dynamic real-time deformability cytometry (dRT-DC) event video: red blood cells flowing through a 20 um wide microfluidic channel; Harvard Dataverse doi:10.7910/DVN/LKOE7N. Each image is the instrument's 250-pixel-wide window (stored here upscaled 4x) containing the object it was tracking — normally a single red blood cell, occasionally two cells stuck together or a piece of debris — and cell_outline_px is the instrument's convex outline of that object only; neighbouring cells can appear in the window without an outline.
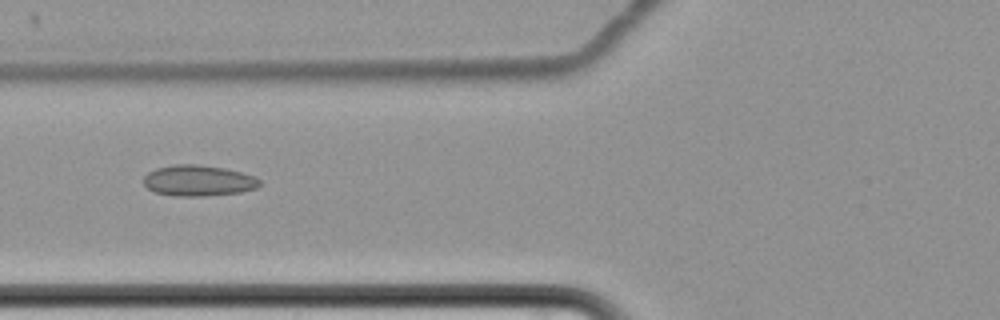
{"species": "common noctule bat (a hibernating species)", "species_latin": "Nyctalus noctula", "temperature_condition": "cold", "stored_images_in_passage": 11, "camera_frame_rate_fps": 3000, "um_per_image_px": 0.085, "animal": {"sex": "female", "body_mass_g": 22.7, "forearm_length_mm": 54.2}, "frame": {"image": 1, "passage_image": 7, "time_ms": 8.333, "image_size_px": [1000, 320], "cell_outline_px": [[260, 184], [256, 188], [240, 192], [204, 196], [172, 196], [156, 192], [148, 188], [144, 184], [144, 176], [148, 172], [156, 168], [176, 164], [196, 164], [224, 168], [256, 176], [260, 180]], "centroid_in_image_um": [16.86, 15.35], "position_along_channel_um": 108.9, "area_um2": 20.87}}
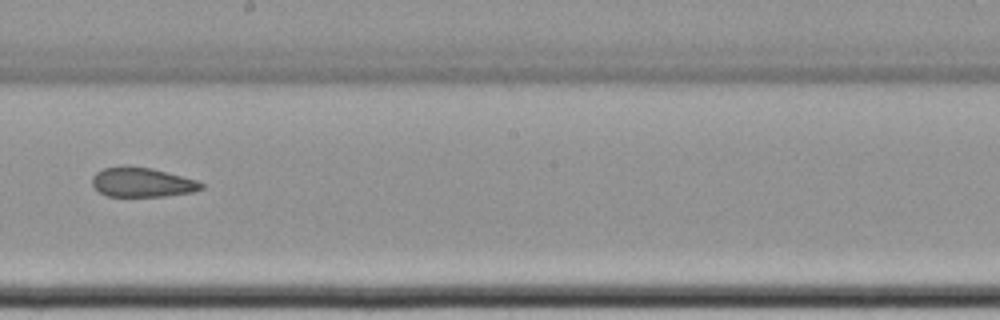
{"frame": {"image": 2, "passage_image": 10, "time_ms": 12.0, "image_size_px": [1000, 320], "cell_outline_px": [[204, 188], [192, 192], [164, 196], [108, 196], [100, 192], [92, 184], [92, 176], [96, 172], [104, 168], [124, 164], [128, 164], [152, 168], [196, 180], [204, 184]], "centroid_in_image_um": [12.05, 15.47], "position_along_channel_um": 236.1, "area_um2": 18.9}}
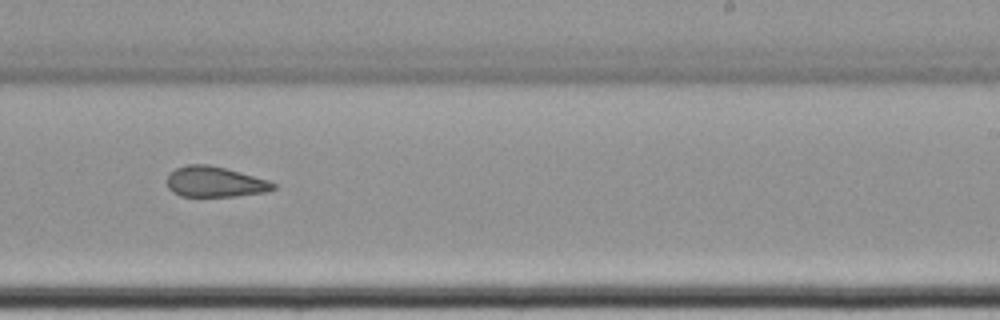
{"frame": {"image": 3, "passage_image": 11, "time_ms": 13.0, "image_size_px": [1000, 320], "cell_outline_px": [[276, 188], [264, 192], [236, 196], [180, 196], [172, 192], [168, 188], [168, 172], [176, 168], [188, 164], [208, 164], [240, 172], [268, 180], [276, 184]], "centroid_in_image_um": [18.24, 15.45], "position_along_channel_um": 270.8, "area_um2": 18.84}}